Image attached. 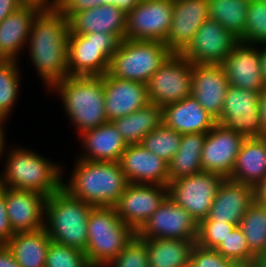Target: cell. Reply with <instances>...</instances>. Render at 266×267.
I'll use <instances>...</instances> for the list:
<instances>
[{
  "instance_id": "20",
  "label": "cell",
  "mask_w": 266,
  "mask_h": 267,
  "mask_svg": "<svg viewBox=\"0 0 266 267\" xmlns=\"http://www.w3.org/2000/svg\"><path fill=\"white\" fill-rule=\"evenodd\" d=\"M220 65L230 86L260 93L266 88L260 68V49L256 45L239 41Z\"/></svg>"
},
{
  "instance_id": "17",
  "label": "cell",
  "mask_w": 266,
  "mask_h": 267,
  "mask_svg": "<svg viewBox=\"0 0 266 267\" xmlns=\"http://www.w3.org/2000/svg\"><path fill=\"white\" fill-rule=\"evenodd\" d=\"M208 18V0H173L171 28L164 44L173 54H181Z\"/></svg>"
},
{
  "instance_id": "37",
  "label": "cell",
  "mask_w": 266,
  "mask_h": 267,
  "mask_svg": "<svg viewBox=\"0 0 266 267\" xmlns=\"http://www.w3.org/2000/svg\"><path fill=\"white\" fill-rule=\"evenodd\" d=\"M247 44H266V1L251 0L247 15L245 35L239 40Z\"/></svg>"
},
{
  "instance_id": "36",
  "label": "cell",
  "mask_w": 266,
  "mask_h": 267,
  "mask_svg": "<svg viewBox=\"0 0 266 267\" xmlns=\"http://www.w3.org/2000/svg\"><path fill=\"white\" fill-rule=\"evenodd\" d=\"M182 134L165 126L163 123L148 133L141 144L150 152L168 163L177 153L181 144Z\"/></svg>"
},
{
  "instance_id": "55",
  "label": "cell",
  "mask_w": 266,
  "mask_h": 267,
  "mask_svg": "<svg viewBox=\"0 0 266 267\" xmlns=\"http://www.w3.org/2000/svg\"><path fill=\"white\" fill-rule=\"evenodd\" d=\"M102 5L111 4L114 5V0H99Z\"/></svg>"
},
{
  "instance_id": "54",
  "label": "cell",
  "mask_w": 266,
  "mask_h": 267,
  "mask_svg": "<svg viewBox=\"0 0 266 267\" xmlns=\"http://www.w3.org/2000/svg\"><path fill=\"white\" fill-rule=\"evenodd\" d=\"M258 138L261 140L266 153V131L263 132Z\"/></svg>"
},
{
  "instance_id": "8",
  "label": "cell",
  "mask_w": 266,
  "mask_h": 267,
  "mask_svg": "<svg viewBox=\"0 0 266 267\" xmlns=\"http://www.w3.org/2000/svg\"><path fill=\"white\" fill-rule=\"evenodd\" d=\"M121 39L109 33L68 35L69 76H103L109 71L110 61L118 51Z\"/></svg>"
},
{
  "instance_id": "46",
  "label": "cell",
  "mask_w": 266,
  "mask_h": 267,
  "mask_svg": "<svg viewBox=\"0 0 266 267\" xmlns=\"http://www.w3.org/2000/svg\"><path fill=\"white\" fill-rule=\"evenodd\" d=\"M0 267H21L6 244H0Z\"/></svg>"
},
{
  "instance_id": "9",
  "label": "cell",
  "mask_w": 266,
  "mask_h": 267,
  "mask_svg": "<svg viewBox=\"0 0 266 267\" xmlns=\"http://www.w3.org/2000/svg\"><path fill=\"white\" fill-rule=\"evenodd\" d=\"M223 179L222 175L202 171L169 181L168 196L178 206L188 211L199 224L208 217L215 194Z\"/></svg>"
},
{
  "instance_id": "3",
  "label": "cell",
  "mask_w": 266,
  "mask_h": 267,
  "mask_svg": "<svg viewBox=\"0 0 266 267\" xmlns=\"http://www.w3.org/2000/svg\"><path fill=\"white\" fill-rule=\"evenodd\" d=\"M75 127L82 134L108 122L103 76H67L53 87Z\"/></svg>"
},
{
  "instance_id": "27",
  "label": "cell",
  "mask_w": 266,
  "mask_h": 267,
  "mask_svg": "<svg viewBox=\"0 0 266 267\" xmlns=\"http://www.w3.org/2000/svg\"><path fill=\"white\" fill-rule=\"evenodd\" d=\"M79 137L86 153L78 159L89 161L119 162L128 145L111 121L84 131Z\"/></svg>"
},
{
  "instance_id": "53",
  "label": "cell",
  "mask_w": 266,
  "mask_h": 267,
  "mask_svg": "<svg viewBox=\"0 0 266 267\" xmlns=\"http://www.w3.org/2000/svg\"><path fill=\"white\" fill-rule=\"evenodd\" d=\"M4 120H6V118L0 117V157L3 155V150L5 149V133L3 131Z\"/></svg>"
},
{
  "instance_id": "22",
  "label": "cell",
  "mask_w": 266,
  "mask_h": 267,
  "mask_svg": "<svg viewBox=\"0 0 266 267\" xmlns=\"http://www.w3.org/2000/svg\"><path fill=\"white\" fill-rule=\"evenodd\" d=\"M119 163L129 183L168 185L169 163L142 144L127 145Z\"/></svg>"
},
{
  "instance_id": "44",
  "label": "cell",
  "mask_w": 266,
  "mask_h": 267,
  "mask_svg": "<svg viewBox=\"0 0 266 267\" xmlns=\"http://www.w3.org/2000/svg\"><path fill=\"white\" fill-rule=\"evenodd\" d=\"M14 234L6 211L5 192L0 188V244H6Z\"/></svg>"
},
{
  "instance_id": "43",
  "label": "cell",
  "mask_w": 266,
  "mask_h": 267,
  "mask_svg": "<svg viewBox=\"0 0 266 267\" xmlns=\"http://www.w3.org/2000/svg\"><path fill=\"white\" fill-rule=\"evenodd\" d=\"M101 5L99 0H61L58 10L70 20L76 13Z\"/></svg>"
},
{
  "instance_id": "38",
  "label": "cell",
  "mask_w": 266,
  "mask_h": 267,
  "mask_svg": "<svg viewBox=\"0 0 266 267\" xmlns=\"http://www.w3.org/2000/svg\"><path fill=\"white\" fill-rule=\"evenodd\" d=\"M45 267H92L86 254L67 245L50 242Z\"/></svg>"
},
{
  "instance_id": "5",
  "label": "cell",
  "mask_w": 266,
  "mask_h": 267,
  "mask_svg": "<svg viewBox=\"0 0 266 267\" xmlns=\"http://www.w3.org/2000/svg\"><path fill=\"white\" fill-rule=\"evenodd\" d=\"M0 185L50 196L62 188L61 166L32 150L14 148L6 159Z\"/></svg>"
},
{
  "instance_id": "28",
  "label": "cell",
  "mask_w": 266,
  "mask_h": 267,
  "mask_svg": "<svg viewBox=\"0 0 266 267\" xmlns=\"http://www.w3.org/2000/svg\"><path fill=\"white\" fill-rule=\"evenodd\" d=\"M266 175V153L259 138H246L236 157L231 180L254 187Z\"/></svg>"
},
{
  "instance_id": "45",
  "label": "cell",
  "mask_w": 266,
  "mask_h": 267,
  "mask_svg": "<svg viewBox=\"0 0 266 267\" xmlns=\"http://www.w3.org/2000/svg\"><path fill=\"white\" fill-rule=\"evenodd\" d=\"M25 4L22 0H0V23L11 13L19 10Z\"/></svg>"
},
{
  "instance_id": "50",
  "label": "cell",
  "mask_w": 266,
  "mask_h": 267,
  "mask_svg": "<svg viewBox=\"0 0 266 267\" xmlns=\"http://www.w3.org/2000/svg\"><path fill=\"white\" fill-rule=\"evenodd\" d=\"M229 267H266V262L259 259L255 261H236L232 262Z\"/></svg>"
},
{
  "instance_id": "18",
  "label": "cell",
  "mask_w": 266,
  "mask_h": 267,
  "mask_svg": "<svg viewBox=\"0 0 266 267\" xmlns=\"http://www.w3.org/2000/svg\"><path fill=\"white\" fill-rule=\"evenodd\" d=\"M0 188L5 192L6 211L14 233L44 228L47 196L1 185Z\"/></svg>"
},
{
  "instance_id": "2",
  "label": "cell",
  "mask_w": 266,
  "mask_h": 267,
  "mask_svg": "<svg viewBox=\"0 0 266 267\" xmlns=\"http://www.w3.org/2000/svg\"><path fill=\"white\" fill-rule=\"evenodd\" d=\"M77 160L69 184L62 188L92 206H115L129 184L120 163Z\"/></svg>"
},
{
  "instance_id": "26",
  "label": "cell",
  "mask_w": 266,
  "mask_h": 267,
  "mask_svg": "<svg viewBox=\"0 0 266 267\" xmlns=\"http://www.w3.org/2000/svg\"><path fill=\"white\" fill-rule=\"evenodd\" d=\"M42 9L34 5H24L11 13L0 23V59L14 60L30 35L32 23Z\"/></svg>"
},
{
  "instance_id": "35",
  "label": "cell",
  "mask_w": 266,
  "mask_h": 267,
  "mask_svg": "<svg viewBox=\"0 0 266 267\" xmlns=\"http://www.w3.org/2000/svg\"><path fill=\"white\" fill-rule=\"evenodd\" d=\"M17 62L0 59V117L6 119L18 99L21 79Z\"/></svg>"
},
{
  "instance_id": "15",
  "label": "cell",
  "mask_w": 266,
  "mask_h": 267,
  "mask_svg": "<svg viewBox=\"0 0 266 267\" xmlns=\"http://www.w3.org/2000/svg\"><path fill=\"white\" fill-rule=\"evenodd\" d=\"M167 196V186L129 183L114 207L119 218L137 232Z\"/></svg>"
},
{
  "instance_id": "42",
  "label": "cell",
  "mask_w": 266,
  "mask_h": 267,
  "mask_svg": "<svg viewBox=\"0 0 266 267\" xmlns=\"http://www.w3.org/2000/svg\"><path fill=\"white\" fill-rule=\"evenodd\" d=\"M232 261L224 258L215 249H207L195 244L190 258V267H229Z\"/></svg>"
},
{
  "instance_id": "16",
  "label": "cell",
  "mask_w": 266,
  "mask_h": 267,
  "mask_svg": "<svg viewBox=\"0 0 266 267\" xmlns=\"http://www.w3.org/2000/svg\"><path fill=\"white\" fill-rule=\"evenodd\" d=\"M245 139L240 133L217 123L206 134L201 152L202 171L229 178Z\"/></svg>"
},
{
  "instance_id": "48",
  "label": "cell",
  "mask_w": 266,
  "mask_h": 267,
  "mask_svg": "<svg viewBox=\"0 0 266 267\" xmlns=\"http://www.w3.org/2000/svg\"><path fill=\"white\" fill-rule=\"evenodd\" d=\"M25 5H34L43 9H59L61 0H22Z\"/></svg>"
},
{
  "instance_id": "19",
  "label": "cell",
  "mask_w": 266,
  "mask_h": 267,
  "mask_svg": "<svg viewBox=\"0 0 266 267\" xmlns=\"http://www.w3.org/2000/svg\"><path fill=\"white\" fill-rule=\"evenodd\" d=\"M105 113L108 121L129 115L150 104L147 86L142 82L103 75Z\"/></svg>"
},
{
  "instance_id": "13",
  "label": "cell",
  "mask_w": 266,
  "mask_h": 267,
  "mask_svg": "<svg viewBox=\"0 0 266 267\" xmlns=\"http://www.w3.org/2000/svg\"><path fill=\"white\" fill-rule=\"evenodd\" d=\"M198 225L188 211L167 196L136 235L141 239L197 240Z\"/></svg>"
},
{
  "instance_id": "1",
  "label": "cell",
  "mask_w": 266,
  "mask_h": 267,
  "mask_svg": "<svg viewBox=\"0 0 266 267\" xmlns=\"http://www.w3.org/2000/svg\"><path fill=\"white\" fill-rule=\"evenodd\" d=\"M69 20L58 9H43L35 17L28 43L30 57L46 87L69 76Z\"/></svg>"
},
{
  "instance_id": "40",
  "label": "cell",
  "mask_w": 266,
  "mask_h": 267,
  "mask_svg": "<svg viewBox=\"0 0 266 267\" xmlns=\"http://www.w3.org/2000/svg\"><path fill=\"white\" fill-rule=\"evenodd\" d=\"M105 267H149L146 242L135 235L119 255Z\"/></svg>"
},
{
  "instance_id": "33",
  "label": "cell",
  "mask_w": 266,
  "mask_h": 267,
  "mask_svg": "<svg viewBox=\"0 0 266 267\" xmlns=\"http://www.w3.org/2000/svg\"><path fill=\"white\" fill-rule=\"evenodd\" d=\"M209 18L239 40L245 35L246 15L251 0H208Z\"/></svg>"
},
{
  "instance_id": "25",
  "label": "cell",
  "mask_w": 266,
  "mask_h": 267,
  "mask_svg": "<svg viewBox=\"0 0 266 267\" xmlns=\"http://www.w3.org/2000/svg\"><path fill=\"white\" fill-rule=\"evenodd\" d=\"M162 119L165 126L180 134L207 133L217 124L192 95L163 106Z\"/></svg>"
},
{
  "instance_id": "29",
  "label": "cell",
  "mask_w": 266,
  "mask_h": 267,
  "mask_svg": "<svg viewBox=\"0 0 266 267\" xmlns=\"http://www.w3.org/2000/svg\"><path fill=\"white\" fill-rule=\"evenodd\" d=\"M51 242L45 228L15 233L6 243L21 267H45Z\"/></svg>"
},
{
  "instance_id": "39",
  "label": "cell",
  "mask_w": 266,
  "mask_h": 267,
  "mask_svg": "<svg viewBox=\"0 0 266 267\" xmlns=\"http://www.w3.org/2000/svg\"><path fill=\"white\" fill-rule=\"evenodd\" d=\"M215 250L232 262L258 260L250 251L245 236L239 226H236Z\"/></svg>"
},
{
  "instance_id": "51",
  "label": "cell",
  "mask_w": 266,
  "mask_h": 267,
  "mask_svg": "<svg viewBox=\"0 0 266 267\" xmlns=\"http://www.w3.org/2000/svg\"><path fill=\"white\" fill-rule=\"evenodd\" d=\"M260 112L264 131H266V88L260 93Z\"/></svg>"
},
{
  "instance_id": "11",
  "label": "cell",
  "mask_w": 266,
  "mask_h": 267,
  "mask_svg": "<svg viewBox=\"0 0 266 267\" xmlns=\"http://www.w3.org/2000/svg\"><path fill=\"white\" fill-rule=\"evenodd\" d=\"M217 123L245 138H258L265 132L260 112V92L229 85Z\"/></svg>"
},
{
  "instance_id": "4",
  "label": "cell",
  "mask_w": 266,
  "mask_h": 267,
  "mask_svg": "<svg viewBox=\"0 0 266 267\" xmlns=\"http://www.w3.org/2000/svg\"><path fill=\"white\" fill-rule=\"evenodd\" d=\"M92 207L72 197L64 188L48 196L44 228L51 241L85 253L88 241V217Z\"/></svg>"
},
{
  "instance_id": "21",
  "label": "cell",
  "mask_w": 266,
  "mask_h": 267,
  "mask_svg": "<svg viewBox=\"0 0 266 267\" xmlns=\"http://www.w3.org/2000/svg\"><path fill=\"white\" fill-rule=\"evenodd\" d=\"M229 82L220 64H193L191 95L214 119L221 117Z\"/></svg>"
},
{
  "instance_id": "52",
  "label": "cell",
  "mask_w": 266,
  "mask_h": 267,
  "mask_svg": "<svg viewBox=\"0 0 266 267\" xmlns=\"http://www.w3.org/2000/svg\"><path fill=\"white\" fill-rule=\"evenodd\" d=\"M266 44H262V48L260 49V68H261V74L262 79L266 87Z\"/></svg>"
},
{
  "instance_id": "41",
  "label": "cell",
  "mask_w": 266,
  "mask_h": 267,
  "mask_svg": "<svg viewBox=\"0 0 266 267\" xmlns=\"http://www.w3.org/2000/svg\"><path fill=\"white\" fill-rule=\"evenodd\" d=\"M238 225L222 221H201L198 225L196 244L207 249H216Z\"/></svg>"
},
{
  "instance_id": "7",
  "label": "cell",
  "mask_w": 266,
  "mask_h": 267,
  "mask_svg": "<svg viewBox=\"0 0 266 267\" xmlns=\"http://www.w3.org/2000/svg\"><path fill=\"white\" fill-rule=\"evenodd\" d=\"M172 54L161 41L123 39L112 56L108 73L146 84Z\"/></svg>"
},
{
  "instance_id": "10",
  "label": "cell",
  "mask_w": 266,
  "mask_h": 267,
  "mask_svg": "<svg viewBox=\"0 0 266 267\" xmlns=\"http://www.w3.org/2000/svg\"><path fill=\"white\" fill-rule=\"evenodd\" d=\"M193 64L172 54L146 83L150 103L161 107L191 96Z\"/></svg>"
},
{
  "instance_id": "47",
  "label": "cell",
  "mask_w": 266,
  "mask_h": 267,
  "mask_svg": "<svg viewBox=\"0 0 266 267\" xmlns=\"http://www.w3.org/2000/svg\"><path fill=\"white\" fill-rule=\"evenodd\" d=\"M254 201L266 206V175L254 186Z\"/></svg>"
},
{
  "instance_id": "49",
  "label": "cell",
  "mask_w": 266,
  "mask_h": 267,
  "mask_svg": "<svg viewBox=\"0 0 266 267\" xmlns=\"http://www.w3.org/2000/svg\"><path fill=\"white\" fill-rule=\"evenodd\" d=\"M141 1L142 0H114V5L127 14Z\"/></svg>"
},
{
  "instance_id": "12",
  "label": "cell",
  "mask_w": 266,
  "mask_h": 267,
  "mask_svg": "<svg viewBox=\"0 0 266 267\" xmlns=\"http://www.w3.org/2000/svg\"><path fill=\"white\" fill-rule=\"evenodd\" d=\"M173 18V0H142L126 18L125 39L164 43Z\"/></svg>"
},
{
  "instance_id": "24",
  "label": "cell",
  "mask_w": 266,
  "mask_h": 267,
  "mask_svg": "<svg viewBox=\"0 0 266 267\" xmlns=\"http://www.w3.org/2000/svg\"><path fill=\"white\" fill-rule=\"evenodd\" d=\"M127 14L115 5L104 4L76 13L70 20L73 34L109 33L125 39Z\"/></svg>"
},
{
  "instance_id": "14",
  "label": "cell",
  "mask_w": 266,
  "mask_h": 267,
  "mask_svg": "<svg viewBox=\"0 0 266 267\" xmlns=\"http://www.w3.org/2000/svg\"><path fill=\"white\" fill-rule=\"evenodd\" d=\"M239 39L215 20L208 18L181 55L192 64H221Z\"/></svg>"
},
{
  "instance_id": "23",
  "label": "cell",
  "mask_w": 266,
  "mask_h": 267,
  "mask_svg": "<svg viewBox=\"0 0 266 267\" xmlns=\"http://www.w3.org/2000/svg\"><path fill=\"white\" fill-rule=\"evenodd\" d=\"M254 202V187L224 178L215 194L209 215L202 221H222L239 225Z\"/></svg>"
},
{
  "instance_id": "30",
  "label": "cell",
  "mask_w": 266,
  "mask_h": 267,
  "mask_svg": "<svg viewBox=\"0 0 266 267\" xmlns=\"http://www.w3.org/2000/svg\"><path fill=\"white\" fill-rule=\"evenodd\" d=\"M149 267H190L191 252L197 240L144 239Z\"/></svg>"
},
{
  "instance_id": "34",
  "label": "cell",
  "mask_w": 266,
  "mask_h": 267,
  "mask_svg": "<svg viewBox=\"0 0 266 267\" xmlns=\"http://www.w3.org/2000/svg\"><path fill=\"white\" fill-rule=\"evenodd\" d=\"M250 251L266 262V206L253 202L238 225Z\"/></svg>"
},
{
  "instance_id": "31",
  "label": "cell",
  "mask_w": 266,
  "mask_h": 267,
  "mask_svg": "<svg viewBox=\"0 0 266 267\" xmlns=\"http://www.w3.org/2000/svg\"><path fill=\"white\" fill-rule=\"evenodd\" d=\"M125 142L141 144L143 138L162 123V107L150 103L144 108L112 121Z\"/></svg>"
},
{
  "instance_id": "32",
  "label": "cell",
  "mask_w": 266,
  "mask_h": 267,
  "mask_svg": "<svg viewBox=\"0 0 266 267\" xmlns=\"http://www.w3.org/2000/svg\"><path fill=\"white\" fill-rule=\"evenodd\" d=\"M206 134H182L179 149L168 164L169 181L202 172L201 152Z\"/></svg>"
},
{
  "instance_id": "6",
  "label": "cell",
  "mask_w": 266,
  "mask_h": 267,
  "mask_svg": "<svg viewBox=\"0 0 266 267\" xmlns=\"http://www.w3.org/2000/svg\"><path fill=\"white\" fill-rule=\"evenodd\" d=\"M136 232L117 215L114 206H93L88 217L85 254L92 267H105L126 247Z\"/></svg>"
}]
</instances>
